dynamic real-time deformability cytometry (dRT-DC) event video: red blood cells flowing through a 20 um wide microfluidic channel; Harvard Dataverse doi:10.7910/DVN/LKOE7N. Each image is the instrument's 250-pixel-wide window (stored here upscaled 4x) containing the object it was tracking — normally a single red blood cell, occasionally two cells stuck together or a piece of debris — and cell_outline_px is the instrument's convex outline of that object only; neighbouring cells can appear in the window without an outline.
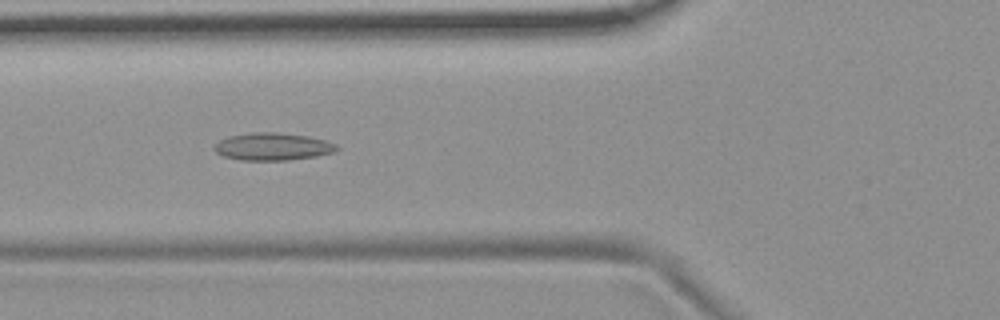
{"species": "common noctule bat (a hibernating species)", "species_latin": "Nyctalus noctula", "temperature_condition": "room temperature", "stored_images_in_passage": 49, "camera_frame_rate_fps": 3000, "um_per_image_px": 0.085, "animal": {"sex": "female", "body_mass_g": 19.9}, "frame": {"image": 1, "passage_image": 15, "time_ms": 4.667, "image_size_px": [1000, 320], "cell_outline_px": [[340, 148], [332, 152], [316, 156], [288, 160], [240, 160], [224, 156], [216, 152], [212, 148], [220, 140], [228, 136], [252, 132], [276, 132], [308, 136], [324, 140], [336, 144]], "centroid_in_image_um": [23.16, 12.46], "position_along_channel_um": 102.6, "area_um2": 19.54}, "authors_computed_cell_mechanics": {"area_um2": 18.3804, "velocity_mm_per_s": 3.7114, "shape_relaxation_time_tau1_ms": null, "shape_relaxation_time_tau2_ms": 3.5087, "deformation_change_tau1": null, "deformation_change_tau2": 0.1272}}